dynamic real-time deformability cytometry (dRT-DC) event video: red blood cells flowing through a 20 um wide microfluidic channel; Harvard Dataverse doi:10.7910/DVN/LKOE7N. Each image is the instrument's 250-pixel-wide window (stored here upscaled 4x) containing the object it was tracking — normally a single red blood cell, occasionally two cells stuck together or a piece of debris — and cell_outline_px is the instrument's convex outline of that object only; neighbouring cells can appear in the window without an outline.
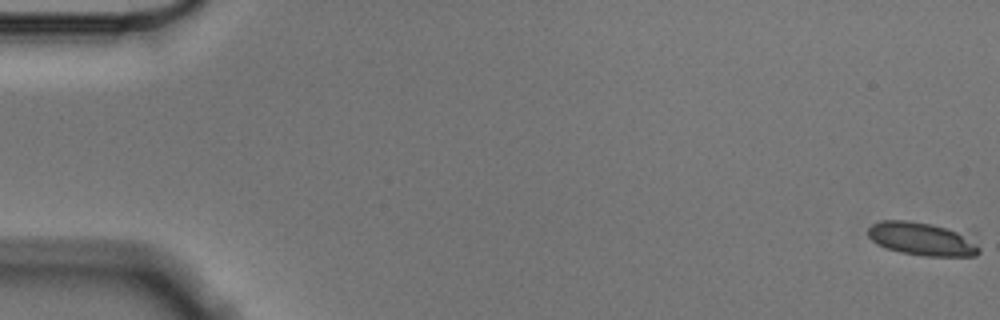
{"species": "Egyptian fruit bat (a non-hibernating species)", "species_latin": "Rousettus aegyptiacus", "temperature_condition": "cold", "stored_images_in_passage": 17, "camera_frame_rate_fps": 3000, "um_per_image_px": 0.085, "animal": {"sex": "male"}, "frame": {"image": 1, "passage_image": 1, "time_ms": 0.0, "image_size_px": [1000, 320], "cell_outline_px": [[980, 252], [976, 256], [924, 256], [900, 252], [884, 248], [876, 244], [868, 236], [868, 228], [872, 224], [884, 220], [908, 220], [932, 224], [976, 232], [980, 248]], "centroid_in_image_um": [78.54, 20.29], "position_along_channel_um": 6.5, "area_um2": 22.72}}
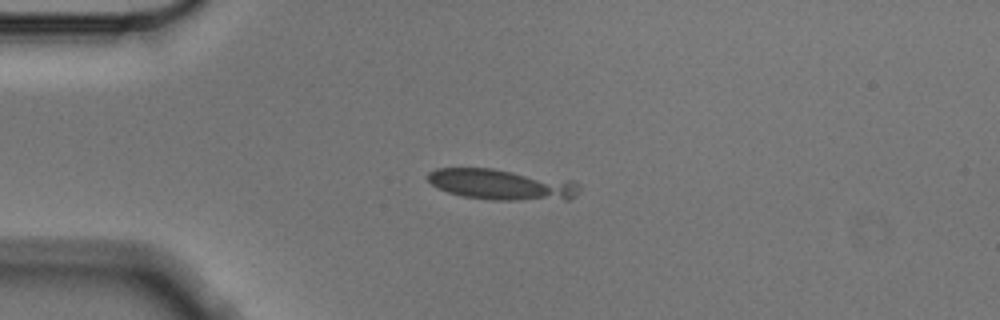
{"frame": {"image": 2, "passage_image": 15, "time_ms": 4.667, "image_size_px": [1000, 320], "cell_outline_px": [[580, 188], [568, 200], [492, 200], [460, 196], [436, 188], [428, 180], [428, 172], [436, 168], [492, 168], [568, 180], [576, 184]], "centroid_in_image_um": [42.57, 15.69], "position_along_channel_um": 42.4, "area_um2": 27.11}}